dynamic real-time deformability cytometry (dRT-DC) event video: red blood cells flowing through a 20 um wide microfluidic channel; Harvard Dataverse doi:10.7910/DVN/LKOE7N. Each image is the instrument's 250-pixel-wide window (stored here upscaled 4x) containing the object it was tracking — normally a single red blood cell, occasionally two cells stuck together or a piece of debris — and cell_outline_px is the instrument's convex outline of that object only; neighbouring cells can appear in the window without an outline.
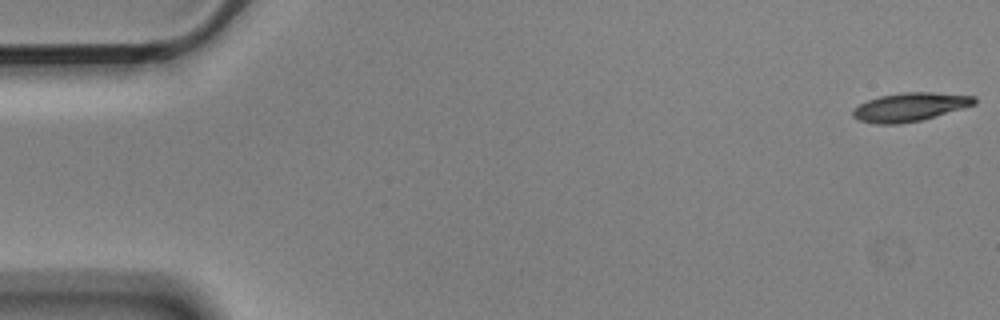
{"species": "Egyptian fruit bat (a non-hibernating species)", "species_latin": "Rousettus aegyptiacus", "temperature_condition": "cold", "stored_images_in_passage": 7, "camera_frame_rate_fps": 3000, "um_per_image_px": 0.085, "animal": {"sex": "male"}, "frame": {"image": 1, "passage_image": 1, "time_ms": 0.0, "image_size_px": [1000, 320], "cell_outline_px": [[976, 104], [964, 108], [920, 120], [900, 124], [872, 124], [860, 120], [852, 116], [852, 112], [860, 104], [868, 100], [880, 96], [900, 92], [932, 92], [976, 96]], "centroid_in_image_um": [77.35, 9.09], "position_along_channel_um": 7.6, "area_um2": 20.17}}
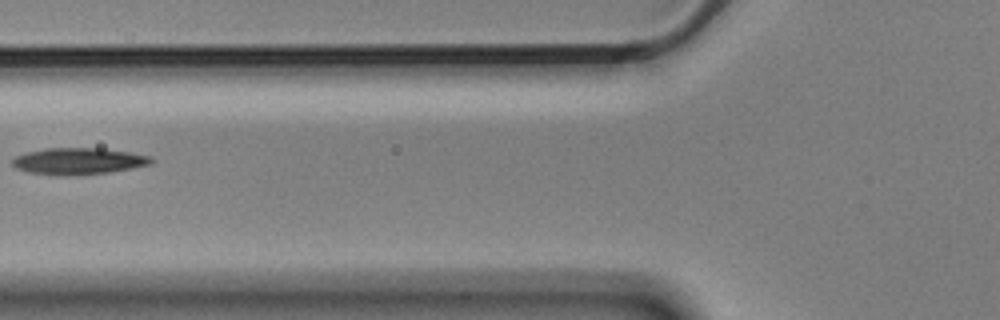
{"frame": {"image": 2, "passage_image": 6, "time_ms": 1.667, "image_size_px": [1000, 320], "cell_outline_px": [[156, 160], [152, 164], [132, 168], [108, 172], [60, 176], [28, 172], [16, 168], [12, 164], [12, 160], [16, 156], [28, 152], [44, 148], [100, 148], [128, 152], [152, 156]], "centroid_in_image_um": [6.69, 13.69], "position_along_channel_um": 119.1, "area_um2": 21.5}}
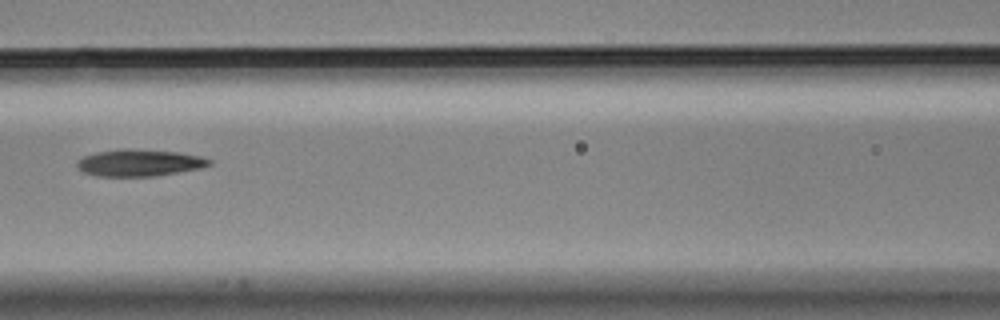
{"frame": {"image": 3, "passage_image": 7, "time_ms": 2.0, "image_size_px": [1000, 320], "cell_outline_px": [[212, 164], [200, 168], [152, 176], [96, 176], [84, 172], [76, 164], [76, 160], [84, 156], [96, 152], [120, 148], [128, 148], [180, 152], [204, 156], [212, 160]], "centroid_in_image_um": [11.86, 13.82], "position_along_channel_um": 154.7, "area_um2": 20.81}}